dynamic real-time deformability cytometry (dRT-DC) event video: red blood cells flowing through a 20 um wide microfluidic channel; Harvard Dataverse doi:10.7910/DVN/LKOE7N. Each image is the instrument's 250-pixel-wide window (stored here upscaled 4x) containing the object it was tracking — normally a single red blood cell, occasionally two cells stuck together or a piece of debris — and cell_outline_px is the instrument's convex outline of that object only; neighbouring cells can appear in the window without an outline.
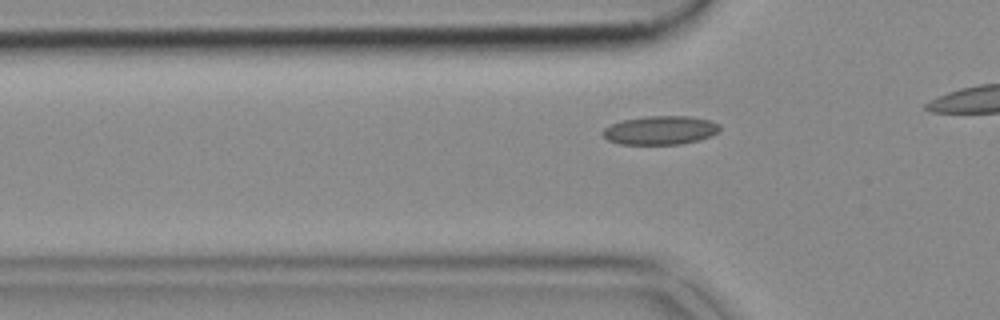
{"species": "common noctule bat (a hibernating species)", "species_latin": "Nyctalus noctula", "temperature_condition": "cold", "stored_images_in_passage": 16, "camera_frame_rate_fps": 3000, "um_per_image_px": 0.085, "animal": {"sex": "female", "body_mass_g": 18.4}, "frame": {"image": 1, "passage_image": 7, "time_ms": 2.0, "image_size_px": [1000, 320], "cell_outline_px": [[720, 128], [712, 136], [700, 140], [680, 144], [620, 144], [608, 140], [600, 132], [604, 128], [612, 124], [624, 120], [648, 116], [688, 116], [708, 120], [720, 124]], "centroid_in_image_um": [56.13, 11.08], "position_along_channel_um": 69.7, "area_um2": 19.48}}